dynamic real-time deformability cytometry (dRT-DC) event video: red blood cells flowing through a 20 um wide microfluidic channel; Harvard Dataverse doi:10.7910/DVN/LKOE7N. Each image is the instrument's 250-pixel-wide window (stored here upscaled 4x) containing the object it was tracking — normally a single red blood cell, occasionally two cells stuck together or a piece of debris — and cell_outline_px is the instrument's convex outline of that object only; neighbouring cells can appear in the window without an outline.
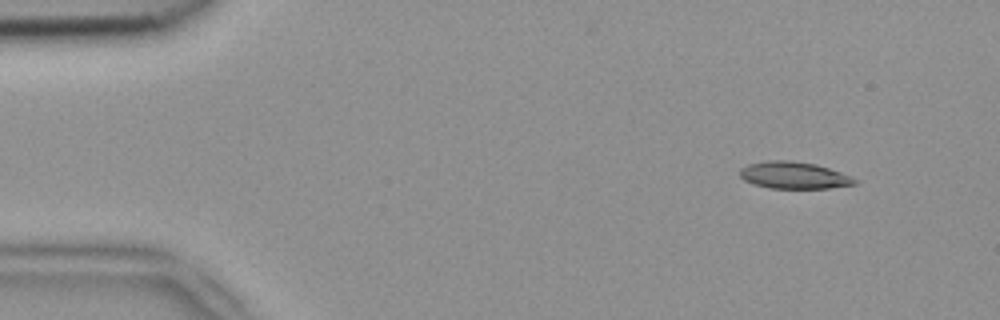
{"species": "common noctule bat (a hibernating species)", "species_latin": "Nyctalus noctula", "temperature_condition": "room temperature", "stored_images_in_passage": 4, "camera_frame_rate_fps": 3000, "um_per_image_px": 0.085, "animal": {"sex": "female", "body_mass_g": 18.4}, "frame": {"image": 1, "passage_image": 1, "time_ms": 0.0, "image_size_px": [1000, 320], "cell_outline_px": [[860, 180], [856, 184], [828, 188], [768, 188], [744, 180], [740, 176], [740, 168], [748, 164], [768, 160], [788, 160], [816, 164], [852, 176]], "centroid_in_image_um": [67.5, 14.89], "position_along_channel_um": 17.5, "area_um2": 18.03}}
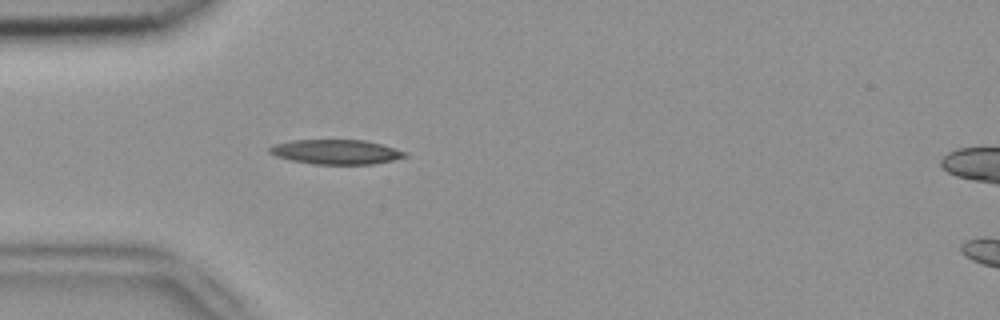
{"frame": {"image": 2, "passage_image": 4, "time_ms": 1.0, "image_size_px": [1000, 320], "cell_outline_px": [[408, 156], [392, 160], [372, 164], [316, 164], [292, 160], [276, 156], [268, 152], [268, 148], [272, 144], [292, 140], [364, 140], [396, 148], [408, 152]], "centroid_in_image_um": [28.56, 12.9], "position_along_channel_um": 56.4, "area_um2": 19.42}}